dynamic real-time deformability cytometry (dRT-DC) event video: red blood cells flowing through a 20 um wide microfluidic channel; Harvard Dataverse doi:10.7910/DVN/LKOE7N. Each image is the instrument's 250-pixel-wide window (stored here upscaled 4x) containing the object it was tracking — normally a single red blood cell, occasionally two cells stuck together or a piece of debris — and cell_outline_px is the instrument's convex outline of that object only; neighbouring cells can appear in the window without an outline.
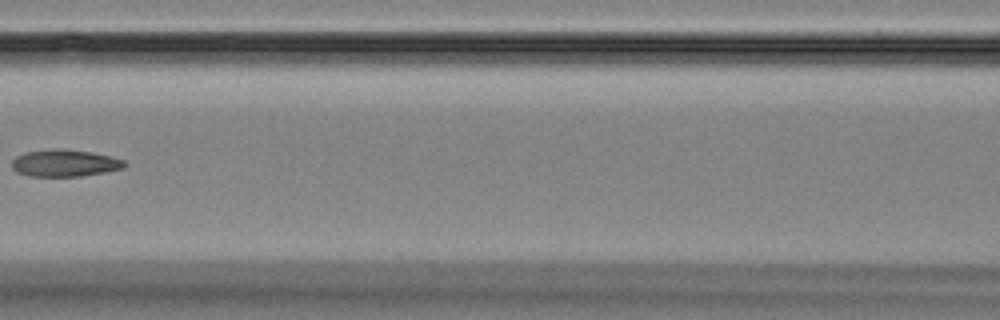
{"species": "Egyptian fruit bat (a non-hibernating species)", "species_latin": "Rousettus aegyptiacus", "temperature_condition": "room temperature", "stored_images_in_passage": 8, "camera_frame_rate_fps": 3000, "um_per_image_px": 0.085, "animal": {"sex": "female"}, "frame": {"image": 1, "passage_image": 7, "time_ms": 7.333, "image_size_px": [1000, 320], "cell_outline_px": [[128, 164], [124, 168], [104, 172], [80, 176], [28, 176], [16, 172], [12, 168], [12, 160], [16, 156], [24, 152], [56, 148], [64, 148], [92, 152], [124, 160]], "centroid_in_image_um": [5.48, 13.85], "position_along_channel_um": 161.1, "area_um2": 17.86}}
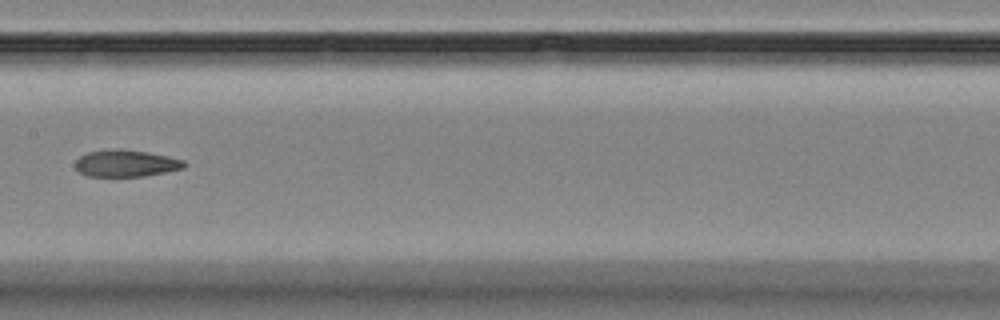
{"frame": {"image": 2, "passage_image": 8, "time_ms": 8.333, "image_size_px": [1000, 320], "cell_outline_px": [[188, 164], [184, 168], [144, 176], [88, 176], [80, 172], [76, 168], [76, 160], [80, 156], [88, 152], [116, 148], [120, 148], [148, 152], [168, 156], [184, 160]], "centroid_in_image_um": [10.73, 13.87], "position_along_channel_um": 196.7, "area_um2": 17.05}}